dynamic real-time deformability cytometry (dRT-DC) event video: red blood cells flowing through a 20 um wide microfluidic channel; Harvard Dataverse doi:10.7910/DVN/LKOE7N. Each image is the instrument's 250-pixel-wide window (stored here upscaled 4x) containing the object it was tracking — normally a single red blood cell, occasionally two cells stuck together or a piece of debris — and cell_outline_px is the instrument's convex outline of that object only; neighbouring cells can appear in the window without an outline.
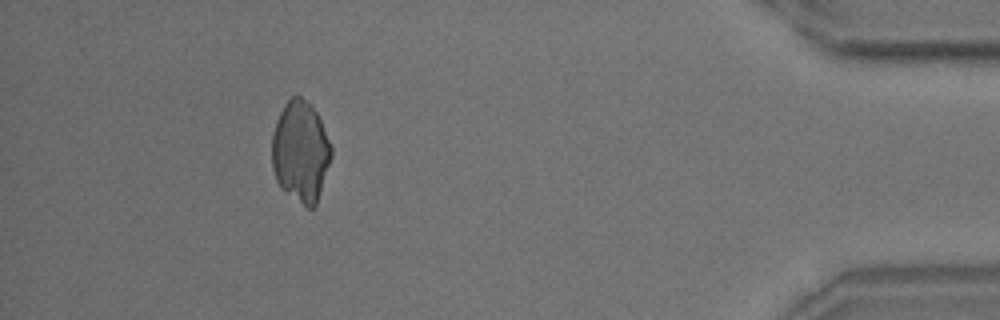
{"species": "common noctule bat (a hibernating species)", "species_latin": "Nyctalus noctula", "temperature_condition": "room temperature", "stored_images_in_passage": 40, "camera_frame_rate_fps": 3000, "um_per_image_px": 0.085, "animal": {"sex": "male", "body_mass_g": 18.8}, "frame": {"image": 1, "passage_image": 35, "time_ms": 11.333, "image_size_px": [1000, 320], "cell_outline_px": [[332, 156], [316, 204], [312, 208], [308, 208], [280, 188], [276, 180], [272, 168], [272, 132], [276, 120], [284, 104], [292, 96], [300, 96], [316, 112], [320, 120], [332, 148]], "centroid_in_image_um": [25.52, 12.89], "position_along_channel_um": 409.7, "area_um2": 34.74}}